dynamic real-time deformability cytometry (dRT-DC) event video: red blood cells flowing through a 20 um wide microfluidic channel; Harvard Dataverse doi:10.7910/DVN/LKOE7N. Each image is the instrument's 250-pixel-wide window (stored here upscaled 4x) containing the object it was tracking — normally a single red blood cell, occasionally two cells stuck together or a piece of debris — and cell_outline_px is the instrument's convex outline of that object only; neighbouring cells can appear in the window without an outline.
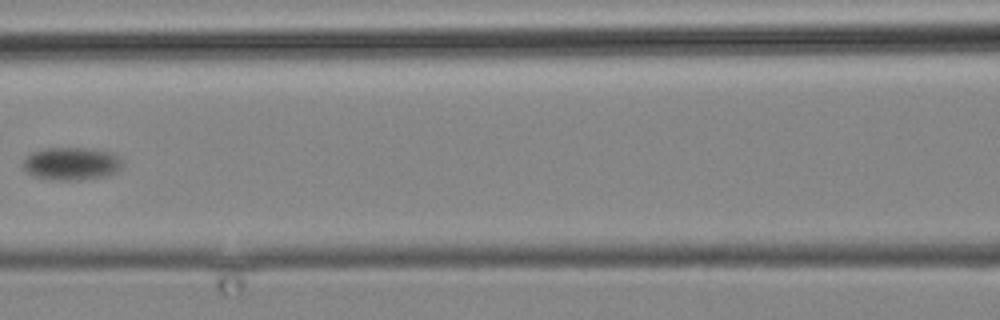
{"species": "common noctule bat (a hibernating species)", "species_latin": "Nyctalus noctula", "temperature_condition": "cold", "stored_images_in_passage": 14, "camera_frame_rate_fps": 3000, "um_per_image_px": 0.085, "animal": {"sex": "male", "body_mass_g": 19.2, "forearm_length_mm": 51.8}, "frame": {"image": 1, "passage_image": 12, "time_ms": 14.0, "image_size_px": [1000, 320], "cell_outline_px": [[124, 164], [116, 172], [108, 176], [76, 180], [48, 180], [32, 176], [24, 168], [24, 156], [32, 152], [44, 148], [88, 148], [112, 152], [124, 160]], "centroid_in_image_um": [6.09, 13.91], "position_along_channel_um": 160.5, "area_um2": 19.36}}
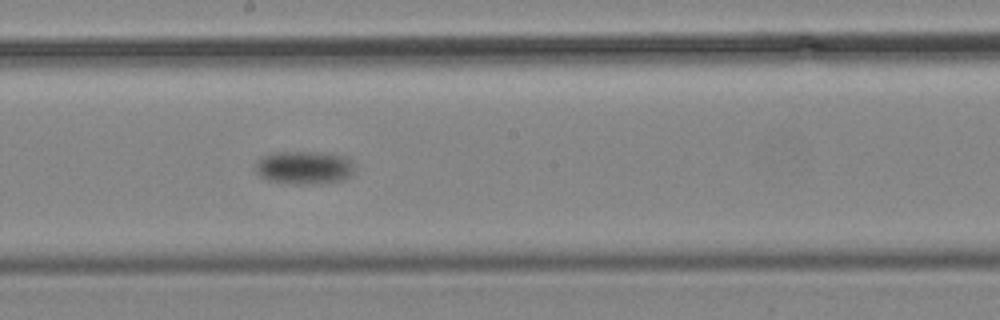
{"frame": {"image": 2, "passage_image": 14, "time_ms": 16.333, "image_size_px": [1000, 320], "cell_outline_px": [[356, 168], [344, 180], [320, 184], [288, 184], [268, 180], [260, 176], [256, 172], [256, 160], [260, 156], [272, 152], [328, 152], [348, 156], [356, 164]], "centroid_in_image_um": [25.89, 14.23], "position_along_channel_um": 222.3, "area_um2": 19.88}}